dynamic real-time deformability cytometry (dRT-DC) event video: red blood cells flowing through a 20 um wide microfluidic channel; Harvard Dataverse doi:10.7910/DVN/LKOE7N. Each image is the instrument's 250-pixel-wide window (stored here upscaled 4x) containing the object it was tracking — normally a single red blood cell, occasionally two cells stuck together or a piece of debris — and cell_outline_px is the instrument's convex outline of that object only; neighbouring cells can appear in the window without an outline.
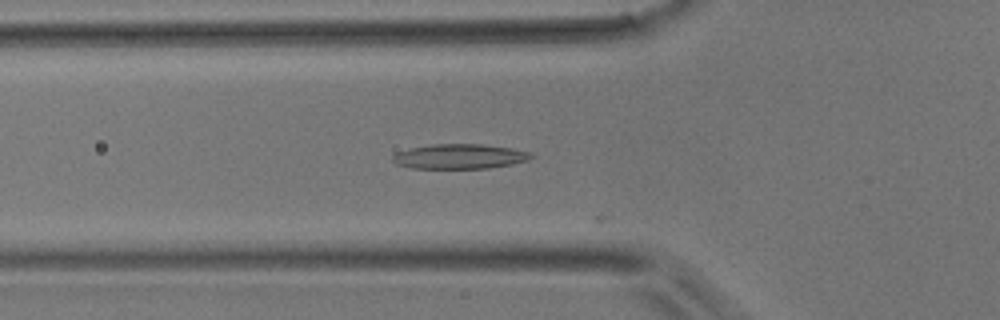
{"species": "common noctule bat (a hibernating species)", "species_latin": "Nyctalus noctula", "temperature_condition": "room temperature", "stored_images_in_passage": 5, "camera_frame_rate_fps": 3000, "um_per_image_px": 0.085, "animal": {"sex": "male", "body_mass_g": 17.9}, "frame": {"image": 1, "passage_image": 4, "time_ms": 1.0, "image_size_px": [1000, 320], "cell_outline_px": [[536, 156], [528, 160], [512, 164], [488, 168], [412, 168], [396, 164], [392, 160], [392, 156], [396, 152], [412, 148], [432, 144], [484, 144], [512, 148], [528, 152]], "centroid_in_image_um": [39.08, 13.29], "position_along_channel_um": 86.7, "area_um2": 20.0}}